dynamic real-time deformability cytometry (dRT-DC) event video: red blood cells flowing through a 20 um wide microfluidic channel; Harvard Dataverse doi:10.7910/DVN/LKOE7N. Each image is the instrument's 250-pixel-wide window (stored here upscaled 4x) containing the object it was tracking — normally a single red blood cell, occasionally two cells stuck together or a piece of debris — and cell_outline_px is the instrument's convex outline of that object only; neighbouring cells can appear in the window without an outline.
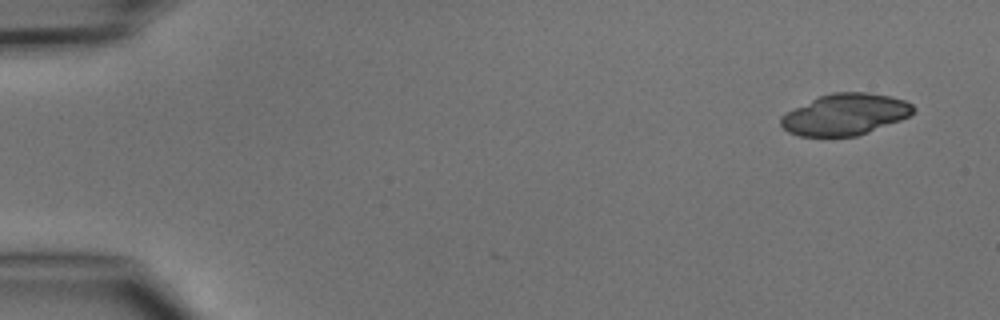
{"species": "common noctule bat (a hibernating species)", "species_latin": "Nyctalus noctula", "temperature_condition": "cold", "stored_images_in_passage": 5, "camera_frame_rate_fps": 3000, "um_per_image_px": 0.085, "animal": {"sex": "male", "body_mass_g": 15.6}, "frame": {"image": 1, "passage_image": 1, "time_ms": 0.0, "image_size_px": [1000, 320], "cell_outline_px": [[916, 108], [908, 116], [900, 120], [868, 132], [856, 136], [800, 136], [788, 132], [780, 124], [780, 116], [820, 96], [832, 92], [868, 92], [888, 96], [904, 100], [912, 104]], "centroid_in_image_um": [71.84, 9.73], "position_along_channel_um": 13.2, "area_um2": 31.5}}